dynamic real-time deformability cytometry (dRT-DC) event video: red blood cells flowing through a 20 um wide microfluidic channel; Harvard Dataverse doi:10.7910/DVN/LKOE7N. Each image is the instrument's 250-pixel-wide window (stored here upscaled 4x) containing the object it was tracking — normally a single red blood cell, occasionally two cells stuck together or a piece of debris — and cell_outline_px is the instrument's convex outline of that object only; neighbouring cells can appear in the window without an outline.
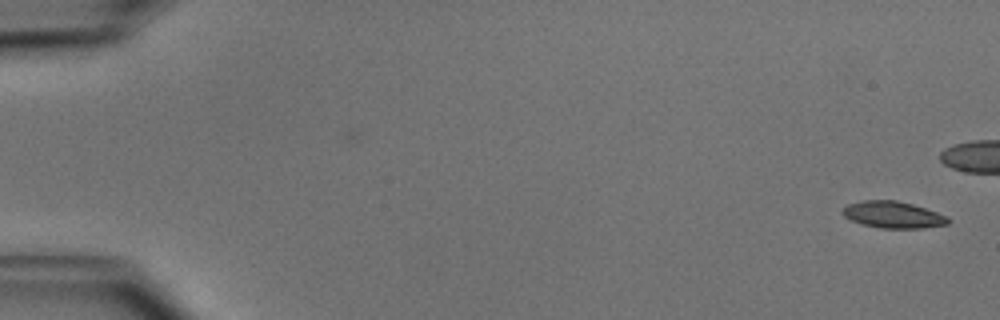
{"species": "common noctule bat (a hibernating species)", "species_latin": "Nyctalus noctula", "temperature_condition": "cold", "stored_images_in_passage": 6, "camera_frame_rate_fps": 3000, "um_per_image_px": 0.085, "animal": {"sex": "male", "body_mass_g": 15.6}, "frame": {"image": 1, "passage_image": 1, "time_ms": 0.0, "image_size_px": [1000, 320], "cell_outline_px": [[948, 224], [924, 228], [880, 228], [864, 224], [852, 220], [844, 216], [840, 212], [848, 204], [864, 200], [896, 200], [912, 204], [948, 216]], "centroid_in_image_um": [75.9, 18.25], "position_along_channel_um": 9.1, "area_um2": 16.24}}